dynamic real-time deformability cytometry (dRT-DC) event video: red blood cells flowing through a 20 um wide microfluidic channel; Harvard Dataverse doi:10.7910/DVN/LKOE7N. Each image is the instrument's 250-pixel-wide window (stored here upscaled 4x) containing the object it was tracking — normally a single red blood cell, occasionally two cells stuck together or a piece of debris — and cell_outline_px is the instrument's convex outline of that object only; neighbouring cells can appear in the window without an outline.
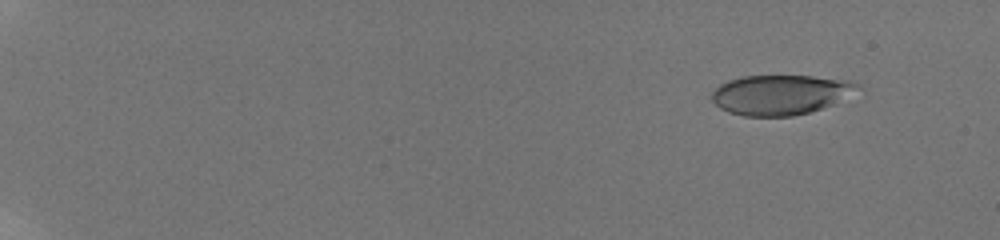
{"species": "human", "species_latin": "Homo sapiens", "temperature_condition": "room temperature", "stored_images_in_passage": 10, "camera_frame_rate_fps": 3000, "um_per_image_px": 0.085, "donor": {"sex": "male"}, "frame": {"image": 1, "passage_image": 4, "time_ms": 1.667, "image_size_px": [1000, 240], "cell_outline_px": [[860, 88], [832, 104], [808, 112], [792, 116], [744, 116], [728, 112], [720, 108], [712, 100], [712, 92], [720, 84], [728, 80], [744, 76], [812, 76], [848, 80], [860, 84]], "centroid_in_image_um": [66.3, 8.04], "position_along_channel_um": 18.7, "area_um2": 33.52}}
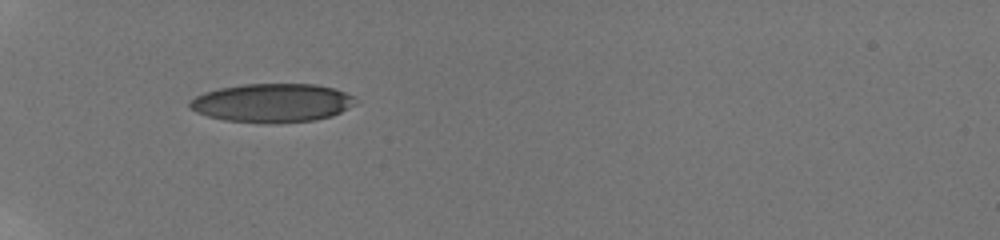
{"frame": {"image": 2, "passage_image": 9, "time_ms": 7.0, "image_size_px": [1000, 240], "cell_outline_px": [[356, 96], [352, 104], [340, 112], [332, 116], [312, 120], [224, 120], [208, 116], [196, 112], [188, 108], [188, 100], [204, 92], [220, 88], [244, 84], [316, 84], [332, 88]], "centroid_in_image_um": [23.08, 8.69], "position_along_channel_um": 61.9, "area_um2": 36.07}}